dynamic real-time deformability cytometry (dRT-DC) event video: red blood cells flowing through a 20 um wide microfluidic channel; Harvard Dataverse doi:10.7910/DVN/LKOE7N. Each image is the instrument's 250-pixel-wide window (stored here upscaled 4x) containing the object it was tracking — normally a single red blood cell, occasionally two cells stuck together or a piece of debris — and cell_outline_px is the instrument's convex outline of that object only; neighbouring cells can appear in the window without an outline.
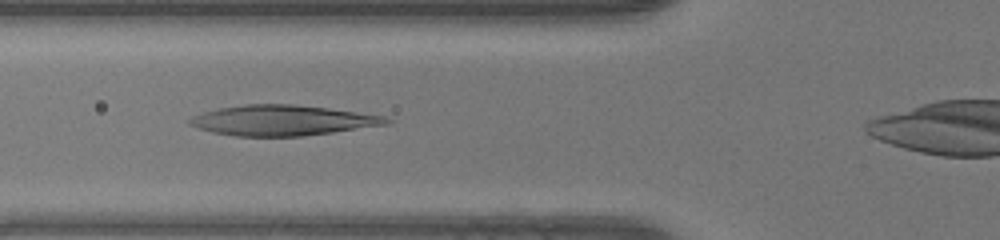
{"species": "human", "species_latin": "Homo sapiens", "temperature_condition": "warm", "stored_images_in_passage": 32, "camera_frame_rate_fps": 3000, "um_per_image_px": 0.085, "donor": {"sex": "female"}, "frame": {"image": 1, "passage_image": 7, "time_ms": 2.0, "image_size_px": [1000, 240], "cell_outline_px": [[392, 120], [388, 124], [304, 136], [236, 136], [212, 132], [188, 124], [188, 120], [192, 116], [204, 112], [220, 108], [248, 104], [292, 104], [328, 108], [384, 116]], "centroid_in_image_um": [24.0, 10.23], "position_along_channel_um": 101.8, "area_um2": 34.45}}
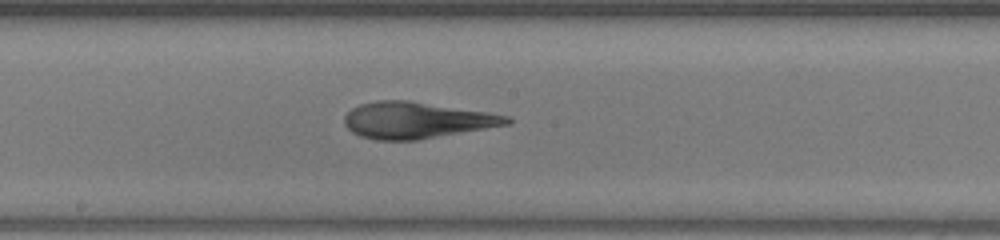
{"frame": {"image": 2, "passage_image": 15, "time_ms": 4.667, "image_size_px": [1000, 240], "cell_outline_px": [[512, 124], [416, 140], [380, 140], [360, 136], [352, 132], [344, 124], [344, 116], [352, 108], [360, 104], [376, 100], [408, 100], [488, 112], [512, 116]], "centroid_in_image_um": [35.43, 10.21], "position_along_channel_um": 212.8, "area_um2": 34.51}}
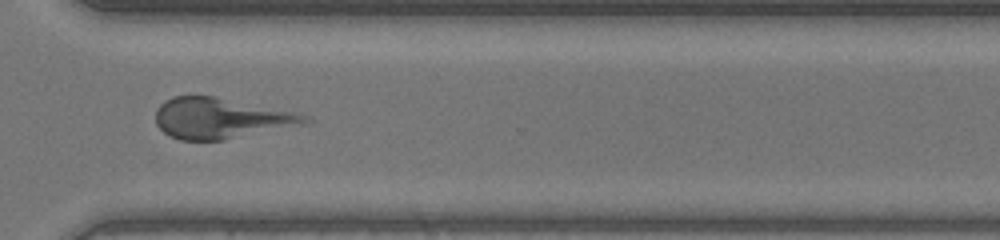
{"frame": {"image": 3, "passage_image": 25, "time_ms": 8.0, "image_size_px": [1000, 240], "cell_outline_px": [[312, 120], [304, 124], [224, 140], [180, 140], [164, 132], [156, 124], [156, 108], [160, 104], [172, 96], [212, 96], [292, 112], [304, 116]], "centroid_in_image_um": [18.69, 10.06], "position_along_channel_um": 351.9, "area_um2": 34.68}}